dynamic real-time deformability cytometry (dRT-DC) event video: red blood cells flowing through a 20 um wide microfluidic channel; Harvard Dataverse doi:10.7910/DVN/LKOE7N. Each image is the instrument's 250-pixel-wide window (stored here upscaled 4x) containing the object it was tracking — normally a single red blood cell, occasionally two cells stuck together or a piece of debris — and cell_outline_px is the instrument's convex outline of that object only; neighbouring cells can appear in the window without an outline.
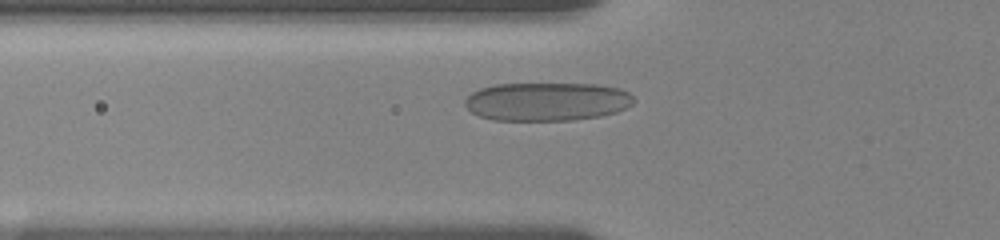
{"species": "human", "species_latin": "Homo sapiens", "temperature_condition": "room temperature", "stored_images_in_passage": 39, "camera_frame_rate_fps": 3000, "um_per_image_px": 0.085, "donor": {"sex": "female"}, "frame": {"image": 1, "passage_image": 7, "time_ms": 2.0, "image_size_px": [1000, 240], "cell_outline_px": [[636, 100], [632, 104], [616, 112], [600, 116], [572, 120], [492, 120], [480, 116], [472, 112], [464, 104], [464, 100], [472, 92], [480, 88], [496, 84], [596, 84], [620, 88], [628, 92]], "centroid_in_image_um": [46.49, 8.63], "position_along_channel_um": 79.3, "area_um2": 37.86}}
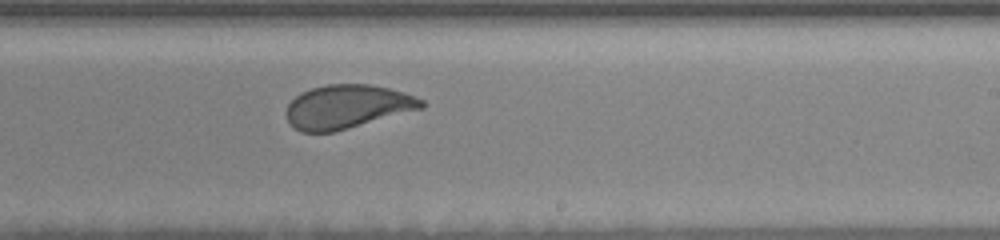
{"frame": {"image": 2, "passage_image": 22, "time_ms": 7.0, "image_size_px": [1000, 240], "cell_outline_px": [[424, 108], [336, 132], [300, 132], [292, 128], [288, 120], [288, 104], [300, 92], [312, 88], [328, 84], [372, 84], [404, 92], [424, 100]], "centroid_in_image_um": [29.53, 9.08], "position_along_channel_um": 259.5, "area_um2": 34.56}}
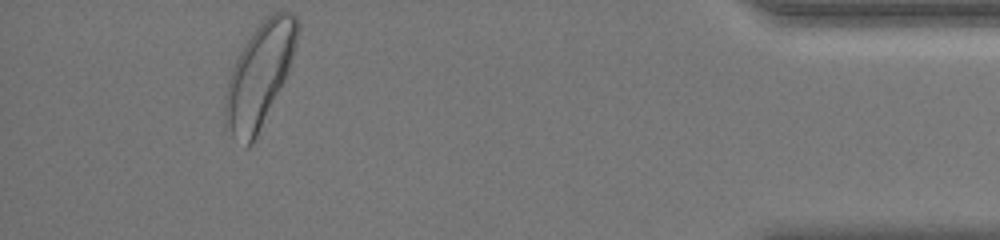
{"frame": {"image": 3, "passage_image": 39, "time_ms": 12.667, "image_size_px": [1000, 240], "cell_outline_px": [[300, 28], [296, 48], [288, 72], [252, 144], [248, 148], [244, 148], [232, 136], [224, 124], [224, 96], [228, 80], [232, 68], [244, 44], [252, 32], [272, 12], [292, 12], [296, 16], [300, 24]], "centroid_in_image_um": [22.05, 6.39], "position_along_channel_um": 413.1, "area_um2": 43.35}, "authors_computed_cell_mechanics": {"area_um2": 35.7782, "velocity_mm_per_s": 3.5952, "shape_relaxation_time_tau1_ms": 4.7724, "shape_relaxation_time_tau2_ms": null, "deformation_change_tau1": 0.1514, "deformation_change_tau2": null}}